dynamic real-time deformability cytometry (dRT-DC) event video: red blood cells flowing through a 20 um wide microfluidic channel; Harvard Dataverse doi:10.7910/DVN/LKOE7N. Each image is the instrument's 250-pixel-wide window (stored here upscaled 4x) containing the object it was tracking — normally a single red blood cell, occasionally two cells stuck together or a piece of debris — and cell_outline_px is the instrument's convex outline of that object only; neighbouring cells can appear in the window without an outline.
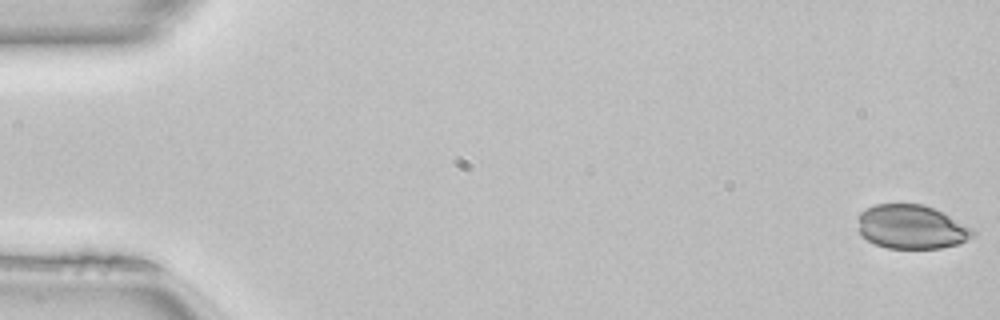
{"species": "common noctule bat (a hibernating species)", "species_latin": "Nyctalus noctula", "temperature_condition": "room temperature", "stored_images_in_passage": 50, "camera_frame_rate_fps": 3000, "um_per_image_px": 0.085, "animal": {"sex": "female", "body_mass_g": 22.7, "forearm_length_mm": 54.2}, "frame": {"image": 1, "passage_image": 1, "time_ms": 0.0, "image_size_px": [1000, 320], "cell_outline_px": [[976, 236], [960, 244], [940, 248], [888, 248], [876, 244], [868, 240], [860, 232], [860, 212], [876, 204], [924, 204], [972, 228], [976, 232]], "centroid_in_image_um": [77.52, 19.3], "position_along_channel_um": 7.5, "area_um2": 29.07}}
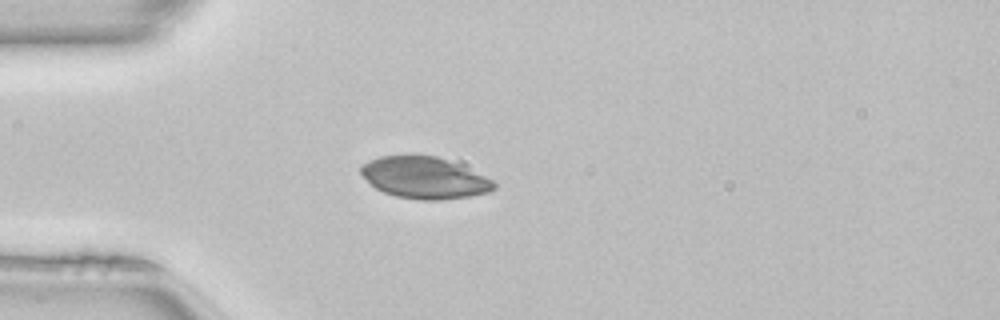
{"frame": {"image": 2, "passage_image": 14, "time_ms": 4.333, "image_size_px": [1000, 320], "cell_outline_px": [[496, 188], [488, 192], [468, 196], [440, 200], [420, 200], [396, 196], [384, 192], [376, 188], [360, 172], [360, 164], [368, 160], [380, 156], [404, 152], [408, 152], [436, 156], [484, 176], [492, 180], [496, 184]], "centroid_in_image_um": [36.0, 15.07], "position_along_channel_um": 49.0, "area_um2": 32.48}}
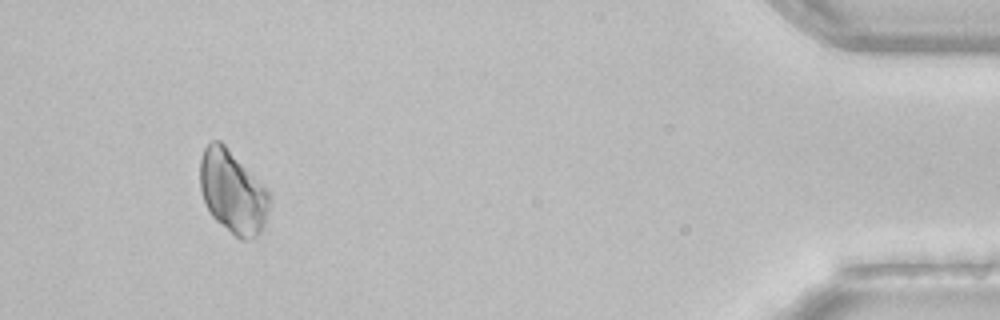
{"frame": {"image": 3, "passage_image": 47, "time_ms": 15.333, "image_size_px": [1000, 320], "cell_outline_px": [[272, 200], [264, 224], [260, 232], [256, 236], [248, 240], [240, 240], [216, 220], [212, 216], [204, 200], [200, 188], [200, 160], [204, 148], [212, 140], [220, 140], [268, 188], [272, 196]], "centroid_in_image_um": [19.81, 16.31], "position_along_channel_um": 415.4, "area_um2": 33.76}}